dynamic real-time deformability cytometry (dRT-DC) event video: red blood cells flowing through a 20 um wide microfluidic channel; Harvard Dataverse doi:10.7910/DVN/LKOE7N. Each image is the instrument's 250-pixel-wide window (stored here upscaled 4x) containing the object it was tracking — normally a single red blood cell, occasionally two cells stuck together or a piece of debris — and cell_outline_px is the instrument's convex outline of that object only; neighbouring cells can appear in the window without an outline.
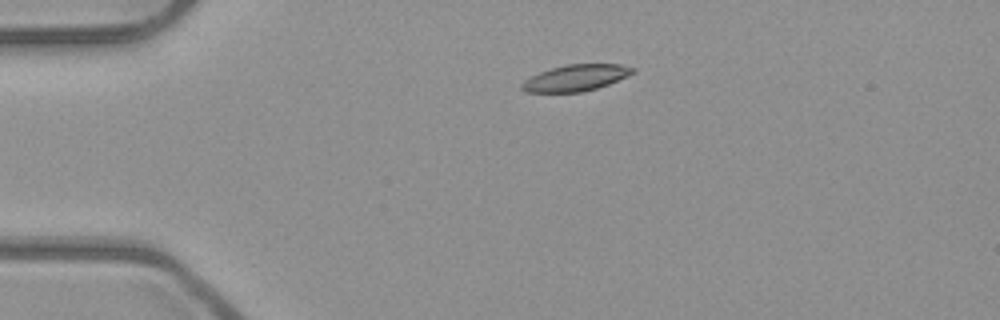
{"species": "common noctule bat (a hibernating species)", "species_latin": "Nyctalus noctula", "temperature_condition": "room temperature", "stored_images_in_passage": 34, "camera_frame_rate_fps": 3000, "um_per_image_px": 0.085, "animal": {"sex": "male", "body_mass_g": 23.1, "forearm_length_mm": 52.7}, "frame": {"image": 1, "passage_image": 1, "time_ms": 0.0, "image_size_px": [1000, 320], "cell_outline_px": [[636, 72], [628, 76], [608, 84], [596, 88], [580, 92], [524, 92], [520, 88], [520, 84], [524, 80], [540, 72], [552, 68], [568, 64], [620, 64], [636, 68]], "centroid_in_image_um": [48.95, 6.61], "position_along_channel_um": 36.1, "area_um2": 16.99}}
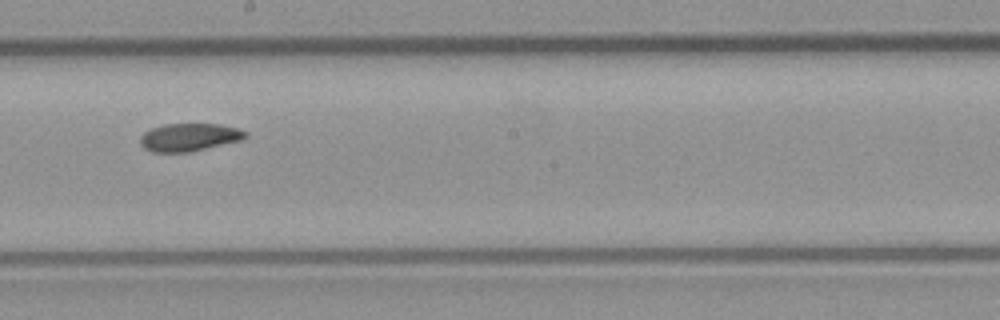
{"frame": {"image": 2, "passage_image": 19, "time_ms": 6.0, "image_size_px": [1000, 320], "cell_outline_px": [[248, 136], [240, 140], [188, 152], [152, 152], [144, 148], [140, 144], [140, 136], [144, 132], [160, 124], [220, 124], [236, 128], [248, 132]], "centroid_in_image_um": [16.05, 11.65], "position_along_channel_um": 232.2, "area_um2": 16.99}}
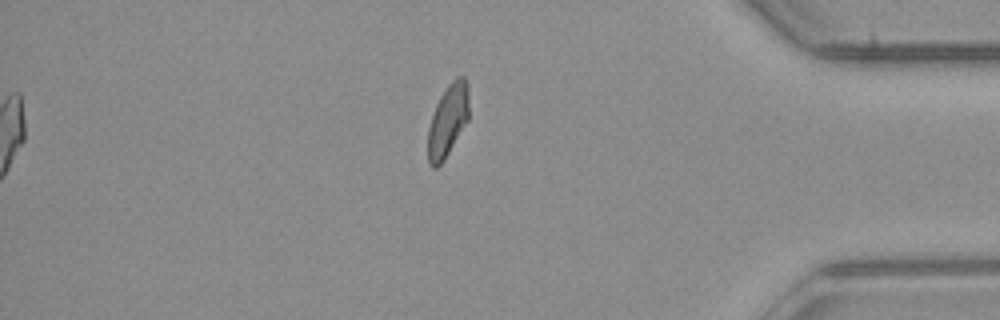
{"frame": {"image": 3, "passage_image": 34, "time_ms": 11.0, "image_size_px": [1000, 320], "cell_outline_px": [[468, 120], [444, 160], [436, 168], [432, 168], [428, 164], [428, 128], [436, 104], [440, 96], [448, 84], [456, 76], [464, 76], [468, 84]], "centroid_in_image_um": [38.06, 10.23], "position_along_channel_um": 397.1, "area_um2": 17.28}, "authors_computed_cell_mechanics": {"area_um2": 17.4845, "velocity_mm_per_s": 3.9539, "shape_relaxation_time_tau1_ms": 7.1519, "shape_relaxation_time_tau2_ms": 7.3902, "deformation_change_tau1": 0.1666, "deformation_change_tau2": 0.1265}}